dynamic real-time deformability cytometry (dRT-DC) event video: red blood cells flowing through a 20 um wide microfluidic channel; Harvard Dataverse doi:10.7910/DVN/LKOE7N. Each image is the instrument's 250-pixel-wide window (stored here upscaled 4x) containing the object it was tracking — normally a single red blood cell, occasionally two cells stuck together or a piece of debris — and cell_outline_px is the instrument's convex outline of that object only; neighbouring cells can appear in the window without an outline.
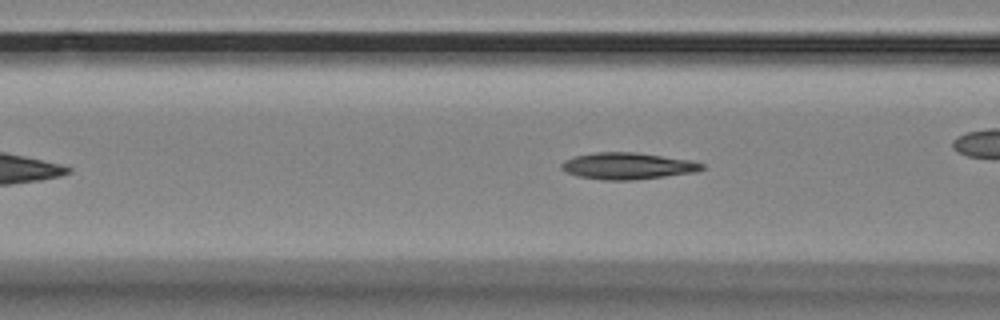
{"species": "Egyptian fruit bat (a non-hibernating species)", "species_latin": "Rousettus aegyptiacus", "temperature_condition": "room temperature", "stored_images_in_passage": 50, "camera_frame_rate_fps": 3000, "um_per_image_px": 0.085, "animal": {"sex": "female"}, "frame": {"image": 1, "passage_image": 15, "time_ms": 4.667, "image_size_px": [1000, 320], "cell_outline_px": [[704, 168], [696, 172], [632, 180], [604, 180], [576, 176], [560, 168], [560, 164], [564, 160], [576, 156], [596, 152], [636, 152], [692, 160], [704, 164]], "centroid_in_image_um": [53.34, 14.1], "position_along_channel_um": 113.3, "area_um2": 21.79}}
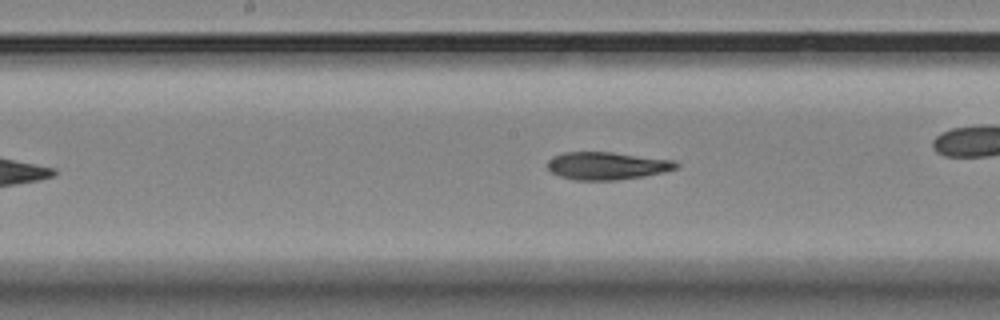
{"frame": {"image": 2, "passage_image": 22, "time_ms": 7.0, "image_size_px": [1000, 320], "cell_outline_px": [[680, 164], [676, 168], [664, 172], [644, 176], [616, 180], [572, 180], [560, 176], [552, 172], [548, 168], [548, 160], [552, 156], [564, 152], [612, 152], [672, 160]], "centroid_in_image_um": [51.57, 14.09], "position_along_channel_um": 196.6, "area_um2": 20.69}}
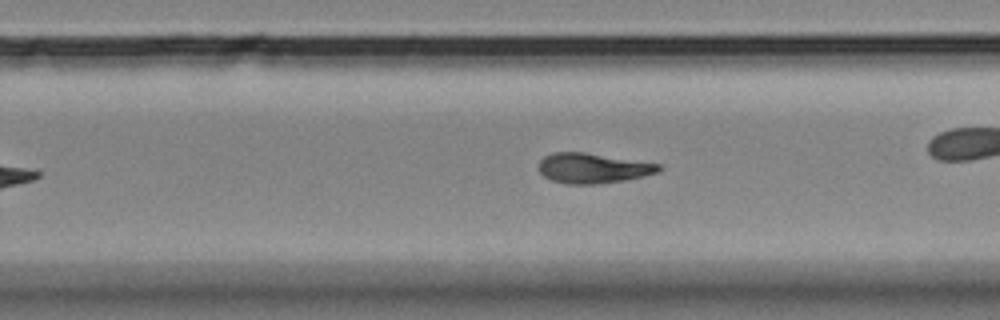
{"frame": {"image": 3, "passage_image": 29, "time_ms": 9.333, "image_size_px": [1000, 320], "cell_outline_px": [[664, 168], [660, 172], [644, 176], [624, 180], [596, 184], [568, 184], [552, 180], [544, 176], [540, 172], [540, 160], [544, 156], [552, 152], [584, 152], [660, 164]], "centroid_in_image_um": [50.42, 14.29], "position_along_channel_um": 279.4, "area_um2": 20.98}, "authors_computed_cell_mechanics": {"area_um2": 20.8369, "velocity_mm_per_s": 3.5631, "shape_relaxation_time_tau1_ms": null, "shape_relaxation_time_tau2_ms": 3.7735, "deformation_change_tau1": null, "deformation_change_tau2": 0.1038}}